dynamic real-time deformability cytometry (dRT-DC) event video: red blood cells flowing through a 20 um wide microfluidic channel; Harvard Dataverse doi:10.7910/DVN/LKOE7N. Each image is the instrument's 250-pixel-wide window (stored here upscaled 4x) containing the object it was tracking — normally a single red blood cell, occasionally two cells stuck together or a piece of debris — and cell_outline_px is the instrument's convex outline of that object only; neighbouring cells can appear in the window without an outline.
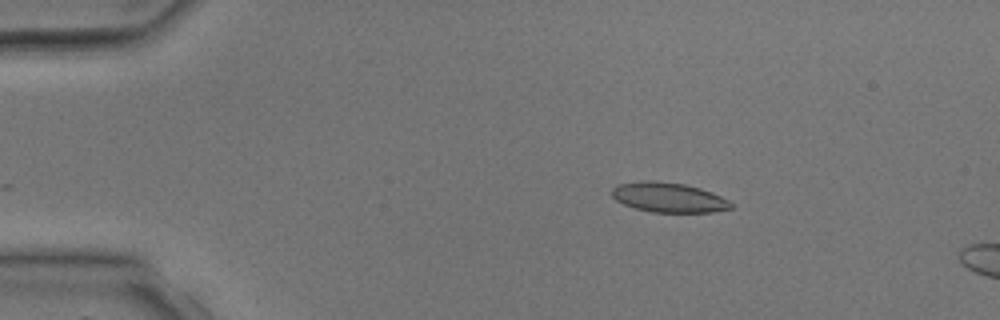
{"species": "common noctule bat (a hibernating species)", "species_latin": "Nyctalus noctula", "temperature_condition": "room temperature", "stored_images_in_passage": 2, "camera_frame_rate_fps": 3000, "um_per_image_px": 0.085, "animal": {"sex": "male", "body_mass_g": 17.9, "forearm_length_mm": 54.2}, "frame": {"image": 1, "passage_image": 1, "time_ms": 0.0, "image_size_px": [1000, 320], "cell_outline_px": [[732, 208], [712, 212], [652, 212], [636, 208], [624, 204], [616, 200], [612, 196], [612, 188], [616, 184], [644, 180], [656, 180], [684, 184], [700, 188], [712, 192], [728, 200], [732, 204]], "centroid_in_image_um": [56.81, 16.77], "position_along_channel_um": 28.2, "area_um2": 20.69}}